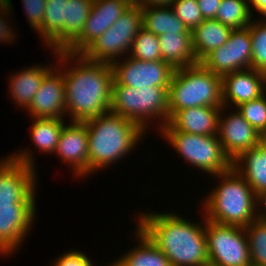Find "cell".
Wrapping results in <instances>:
<instances>
[{
	"label": "cell",
	"mask_w": 266,
	"mask_h": 266,
	"mask_svg": "<svg viewBox=\"0 0 266 266\" xmlns=\"http://www.w3.org/2000/svg\"><path fill=\"white\" fill-rule=\"evenodd\" d=\"M134 3V0H93L80 36L65 50L82 54Z\"/></svg>",
	"instance_id": "obj_13"
},
{
	"label": "cell",
	"mask_w": 266,
	"mask_h": 266,
	"mask_svg": "<svg viewBox=\"0 0 266 266\" xmlns=\"http://www.w3.org/2000/svg\"><path fill=\"white\" fill-rule=\"evenodd\" d=\"M266 91V74L255 69L235 71L222 77V101L226 108H236L255 100ZM230 103V104H229Z\"/></svg>",
	"instance_id": "obj_18"
},
{
	"label": "cell",
	"mask_w": 266,
	"mask_h": 266,
	"mask_svg": "<svg viewBox=\"0 0 266 266\" xmlns=\"http://www.w3.org/2000/svg\"><path fill=\"white\" fill-rule=\"evenodd\" d=\"M107 266H124V264L121 262V260L118 258L116 261H114L111 265Z\"/></svg>",
	"instance_id": "obj_43"
},
{
	"label": "cell",
	"mask_w": 266,
	"mask_h": 266,
	"mask_svg": "<svg viewBox=\"0 0 266 266\" xmlns=\"http://www.w3.org/2000/svg\"><path fill=\"white\" fill-rule=\"evenodd\" d=\"M221 108L198 106L177 111L168 123L177 131L198 135H218Z\"/></svg>",
	"instance_id": "obj_19"
},
{
	"label": "cell",
	"mask_w": 266,
	"mask_h": 266,
	"mask_svg": "<svg viewBox=\"0 0 266 266\" xmlns=\"http://www.w3.org/2000/svg\"><path fill=\"white\" fill-rule=\"evenodd\" d=\"M257 132L266 138V92L255 100L235 108Z\"/></svg>",
	"instance_id": "obj_33"
},
{
	"label": "cell",
	"mask_w": 266,
	"mask_h": 266,
	"mask_svg": "<svg viewBox=\"0 0 266 266\" xmlns=\"http://www.w3.org/2000/svg\"><path fill=\"white\" fill-rule=\"evenodd\" d=\"M136 229L135 235L140 243L119 258L124 266H171L168 258L148 236L138 227Z\"/></svg>",
	"instance_id": "obj_26"
},
{
	"label": "cell",
	"mask_w": 266,
	"mask_h": 266,
	"mask_svg": "<svg viewBox=\"0 0 266 266\" xmlns=\"http://www.w3.org/2000/svg\"><path fill=\"white\" fill-rule=\"evenodd\" d=\"M84 122L88 131L89 174L122 159L145 133L137 123L110 111Z\"/></svg>",
	"instance_id": "obj_3"
},
{
	"label": "cell",
	"mask_w": 266,
	"mask_h": 266,
	"mask_svg": "<svg viewBox=\"0 0 266 266\" xmlns=\"http://www.w3.org/2000/svg\"><path fill=\"white\" fill-rule=\"evenodd\" d=\"M252 16L248 0H222L215 19L232 29H240L251 24Z\"/></svg>",
	"instance_id": "obj_29"
},
{
	"label": "cell",
	"mask_w": 266,
	"mask_h": 266,
	"mask_svg": "<svg viewBox=\"0 0 266 266\" xmlns=\"http://www.w3.org/2000/svg\"><path fill=\"white\" fill-rule=\"evenodd\" d=\"M11 0H0V10L12 9Z\"/></svg>",
	"instance_id": "obj_42"
},
{
	"label": "cell",
	"mask_w": 266,
	"mask_h": 266,
	"mask_svg": "<svg viewBox=\"0 0 266 266\" xmlns=\"http://www.w3.org/2000/svg\"><path fill=\"white\" fill-rule=\"evenodd\" d=\"M129 53L130 57L143 61L161 60L158 36L142 27L133 40Z\"/></svg>",
	"instance_id": "obj_31"
},
{
	"label": "cell",
	"mask_w": 266,
	"mask_h": 266,
	"mask_svg": "<svg viewBox=\"0 0 266 266\" xmlns=\"http://www.w3.org/2000/svg\"><path fill=\"white\" fill-rule=\"evenodd\" d=\"M36 204H0V253L11 255L28 236Z\"/></svg>",
	"instance_id": "obj_15"
},
{
	"label": "cell",
	"mask_w": 266,
	"mask_h": 266,
	"mask_svg": "<svg viewBox=\"0 0 266 266\" xmlns=\"http://www.w3.org/2000/svg\"><path fill=\"white\" fill-rule=\"evenodd\" d=\"M160 134L179 152L184 160L212 175L228 171L232 161L224 153L218 135H198L175 130L169 123Z\"/></svg>",
	"instance_id": "obj_7"
},
{
	"label": "cell",
	"mask_w": 266,
	"mask_h": 266,
	"mask_svg": "<svg viewBox=\"0 0 266 266\" xmlns=\"http://www.w3.org/2000/svg\"><path fill=\"white\" fill-rule=\"evenodd\" d=\"M200 266H219V265L214 264V263L208 261V262H206V263H204V264H201Z\"/></svg>",
	"instance_id": "obj_44"
},
{
	"label": "cell",
	"mask_w": 266,
	"mask_h": 266,
	"mask_svg": "<svg viewBox=\"0 0 266 266\" xmlns=\"http://www.w3.org/2000/svg\"><path fill=\"white\" fill-rule=\"evenodd\" d=\"M92 5L93 0H67L65 27L62 33L48 46L53 53L65 51L80 36Z\"/></svg>",
	"instance_id": "obj_21"
},
{
	"label": "cell",
	"mask_w": 266,
	"mask_h": 266,
	"mask_svg": "<svg viewBox=\"0 0 266 266\" xmlns=\"http://www.w3.org/2000/svg\"><path fill=\"white\" fill-rule=\"evenodd\" d=\"M221 179L219 186L206 196L204 217L218 224L247 227L260 215L259 198L248 182L233 168L214 175ZM257 211V213H256Z\"/></svg>",
	"instance_id": "obj_4"
},
{
	"label": "cell",
	"mask_w": 266,
	"mask_h": 266,
	"mask_svg": "<svg viewBox=\"0 0 266 266\" xmlns=\"http://www.w3.org/2000/svg\"><path fill=\"white\" fill-rule=\"evenodd\" d=\"M252 57L251 68L266 74V21L250 24Z\"/></svg>",
	"instance_id": "obj_32"
},
{
	"label": "cell",
	"mask_w": 266,
	"mask_h": 266,
	"mask_svg": "<svg viewBox=\"0 0 266 266\" xmlns=\"http://www.w3.org/2000/svg\"><path fill=\"white\" fill-rule=\"evenodd\" d=\"M9 10H11V8L3 10V11L0 10V12L2 14V15L0 14V42H4V43L5 42L7 43L9 41H10L9 43H11V41H13L12 39H14V37H16V36H14V30L13 29L11 30L12 26H10L8 23V18H7V21L4 18V17H6L5 15L7 13H10ZM3 15H4V17H3Z\"/></svg>",
	"instance_id": "obj_38"
},
{
	"label": "cell",
	"mask_w": 266,
	"mask_h": 266,
	"mask_svg": "<svg viewBox=\"0 0 266 266\" xmlns=\"http://www.w3.org/2000/svg\"><path fill=\"white\" fill-rule=\"evenodd\" d=\"M31 28L37 31L42 26L46 0H22Z\"/></svg>",
	"instance_id": "obj_35"
},
{
	"label": "cell",
	"mask_w": 266,
	"mask_h": 266,
	"mask_svg": "<svg viewBox=\"0 0 266 266\" xmlns=\"http://www.w3.org/2000/svg\"><path fill=\"white\" fill-rule=\"evenodd\" d=\"M262 203V204H261ZM262 209L259 210V215L263 218H266V192L259 197V205Z\"/></svg>",
	"instance_id": "obj_41"
},
{
	"label": "cell",
	"mask_w": 266,
	"mask_h": 266,
	"mask_svg": "<svg viewBox=\"0 0 266 266\" xmlns=\"http://www.w3.org/2000/svg\"><path fill=\"white\" fill-rule=\"evenodd\" d=\"M174 0H134V4L140 7L170 6Z\"/></svg>",
	"instance_id": "obj_39"
},
{
	"label": "cell",
	"mask_w": 266,
	"mask_h": 266,
	"mask_svg": "<svg viewBox=\"0 0 266 266\" xmlns=\"http://www.w3.org/2000/svg\"><path fill=\"white\" fill-rule=\"evenodd\" d=\"M67 0H46L42 26L37 30L47 47L62 33L65 27Z\"/></svg>",
	"instance_id": "obj_28"
},
{
	"label": "cell",
	"mask_w": 266,
	"mask_h": 266,
	"mask_svg": "<svg viewBox=\"0 0 266 266\" xmlns=\"http://www.w3.org/2000/svg\"><path fill=\"white\" fill-rule=\"evenodd\" d=\"M141 28L142 8L133 3L82 55L92 62L112 64L118 56L130 52L132 42Z\"/></svg>",
	"instance_id": "obj_8"
},
{
	"label": "cell",
	"mask_w": 266,
	"mask_h": 266,
	"mask_svg": "<svg viewBox=\"0 0 266 266\" xmlns=\"http://www.w3.org/2000/svg\"><path fill=\"white\" fill-rule=\"evenodd\" d=\"M52 69V67H44V65H36L20 72L16 71L15 75L10 78V94L13 101L19 107L29 108L34 95L39 90L44 76Z\"/></svg>",
	"instance_id": "obj_24"
},
{
	"label": "cell",
	"mask_w": 266,
	"mask_h": 266,
	"mask_svg": "<svg viewBox=\"0 0 266 266\" xmlns=\"http://www.w3.org/2000/svg\"><path fill=\"white\" fill-rule=\"evenodd\" d=\"M30 130L32 142L42 152L52 153L56 151L62 129L65 125L64 119L57 118H33Z\"/></svg>",
	"instance_id": "obj_27"
},
{
	"label": "cell",
	"mask_w": 266,
	"mask_h": 266,
	"mask_svg": "<svg viewBox=\"0 0 266 266\" xmlns=\"http://www.w3.org/2000/svg\"><path fill=\"white\" fill-rule=\"evenodd\" d=\"M198 106L223 107L222 78L200 62L175 69L168 88V120L181 109Z\"/></svg>",
	"instance_id": "obj_5"
},
{
	"label": "cell",
	"mask_w": 266,
	"mask_h": 266,
	"mask_svg": "<svg viewBox=\"0 0 266 266\" xmlns=\"http://www.w3.org/2000/svg\"><path fill=\"white\" fill-rule=\"evenodd\" d=\"M251 266H266V218L259 216L247 227H244Z\"/></svg>",
	"instance_id": "obj_30"
},
{
	"label": "cell",
	"mask_w": 266,
	"mask_h": 266,
	"mask_svg": "<svg viewBox=\"0 0 266 266\" xmlns=\"http://www.w3.org/2000/svg\"><path fill=\"white\" fill-rule=\"evenodd\" d=\"M54 53L62 69L64 66L66 68L70 61L73 64L77 61L73 68L61 71L65 82L66 115H70L71 121L84 122L108 113L111 107L114 81L111 64L92 62L82 54L65 51Z\"/></svg>",
	"instance_id": "obj_1"
},
{
	"label": "cell",
	"mask_w": 266,
	"mask_h": 266,
	"mask_svg": "<svg viewBox=\"0 0 266 266\" xmlns=\"http://www.w3.org/2000/svg\"><path fill=\"white\" fill-rule=\"evenodd\" d=\"M70 123L64 125L54 154L72 167L75 177H86L89 174L87 125L79 121Z\"/></svg>",
	"instance_id": "obj_17"
},
{
	"label": "cell",
	"mask_w": 266,
	"mask_h": 266,
	"mask_svg": "<svg viewBox=\"0 0 266 266\" xmlns=\"http://www.w3.org/2000/svg\"><path fill=\"white\" fill-rule=\"evenodd\" d=\"M30 152H15L0 160V204L36 203L37 173Z\"/></svg>",
	"instance_id": "obj_9"
},
{
	"label": "cell",
	"mask_w": 266,
	"mask_h": 266,
	"mask_svg": "<svg viewBox=\"0 0 266 266\" xmlns=\"http://www.w3.org/2000/svg\"><path fill=\"white\" fill-rule=\"evenodd\" d=\"M232 28L216 19H204L192 32V47L197 62L211 51L226 44Z\"/></svg>",
	"instance_id": "obj_22"
},
{
	"label": "cell",
	"mask_w": 266,
	"mask_h": 266,
	"mask_svg": "<svg viewBox=\"0 0 266 266\" xmlns=\"http://www.w3.org/2000/svg\"><path fill=\"white\" fill-rule=\"evenodd\" d=\"M52 69L44 76L39 90L27 109L31 118L64 119L66 115L65 82L61 68ZM65 114V115H64Z\"/></svg>",
	"instance_id": "obj_16"
},
{
	"label": "cell",
	"mask_w": 266,
	"mask_h": 266,
	"mask_svg": "<svg viewBox=\"0 0 266 266\" xmlns=\"http://www.w3.org/2000/svg\"><path fill=\"white\" fill-rule=\"evenodd\" d=\"M222 0H197L203 19H215Z\"/></svg>",
	"instance_id": "obj_37"
},
{
	"label": "cell",
	"mask_w": 266,
	"mask_h": 266,
	"mask_svg": "<svg viewBox=\"0 0 266 266\" xmlns=\"http://www.w3.org/2000/svg\"><path fill=\"white\" fill-rule=\"evenodd\" d=\"M54 266H93L90 257H87L83 252L67 251L61 257L56 259Z\"/></svg>",
	"instance_id": "obj_36"
},
{
	"label": "cell",
	"mask_w": 266,
	"mask_h": 266,
	"mask_svg": "<svg viewBox=\"0 0 266 266\" xmlns=\"http://www.w3.org/2000/svg\"><path fill=\"white\" fill-rule=\"evenodd\" d=\"M141 8L142 27L156 36L164 33H191L170 6Z\"/></svg>",
	"instance_id": "obj_25"
},
{
	"label": "cell",
	"mask_w": 266,
	"mask_h": 266,
	"mask_svg": "<svg viewBox=\"0 0 266 266\" xmlns=\"http://www.w3.org/2000/svg\"><path fill=\"white\" fill-rule=\"evenodd\" d=\"M158 39L161 60L174 69L198 63L192 47L191 33H164Z\"/></svg>",
	"instance_id": "obj_23"
},
{
	"label": "cell",
	"mask_w": 266,
	"mask_h": 266,
	"mask_svg": "<svg viewBox=\"0 0 266 266\" xmlns=\"http://www.w3.org/2000/svg\"><path fill=\"white\" fill-rule=\"evenodd\" d=\"M250 25L233 29L226 44L211 51L200 63L221 78L235 71L251 68Z\"/></svg>",
	"instance_id": "obj_11"
},
{
	"label": "cell",
	"mask_w": 266,
	"mask_h": 266,
	"mask_svg": "<svg viewBox=\"0 0 266 266\" xmlns=\"http://www.w3.org/2000/svg\"><path fill=\"white\" fill-rule=\"evenodd\" d=\"M203 220L210 262L219 266H251L244 227L218 224L206 218Z\"/></svg>",
	"instance_id": "obj_10"
},
{
	"label": "cell",
	"mask_w": 266,
	"mask_h": 266,
	"mask_svg": "<svg viewBox=\"0 0 266 266\" xmlns=\"http://www.w3.org/2000/svg\"><path fill=\"white\" fill-rule=\"evenodd\" d=\"M113 84L127 85L138 89L143 87L169 88L175 69L168 63L143 61L128 57L124 61L118 59L112 64Z\"/></svg>",
	"instance_id": "obj_12"
},
{
	"label": "cell",
	"mask_w": 266,
	"mask_h": 266,
	"mask_svg": "<svg viewBox=\"0 0 266 266\" xmlns=\"http://www.w3.org/2000/svg\"><path fill=\"white\" fill-rule=\"evenodd\" d=\"M170 7L191 32L204 20L197 0H174Z\"/></svg>",
	"instance_id": "obj_34"
},
{
	"label": "cell",
	"mask_w": 266,
	"mask_h": 266,
	"mask_svg": "<svg viewBox=\"0 0 266 266\" xmlns=\"http://www.w3.org/2000/svg\"><path fill=\"white\" fill-rule=\"evenodd\" d=\"M141 213L138 228L162 251L171 266H200L209 261L205 223H192L176 213Z\"/></svg>",
	"instance_id": "obj_2"
},
{
	"label": "cell",
	"mask_w": 266,
	"mask_h": 266,
	"mask_svg": "<svg viewBox=\"0 0 266 266\" xmlns=\"http://www.w3.org/2000/svg\"><path fill=\"white\" fill-rule=\"evenodd\" d=\"M224 109L221 107L219 114L218 139L224 153L233 162L244 151L256 147L264 137L237 110L224 117Z\"/></svg>",
	"instance_id": "obj_14"
},
{
	"label": "cell",
	"mask_w": 266,
	"mask_h": 266,
	"mask_svg": "<svg viewBox=\"0 0 266 266\" xmlns=\"http://www.w3.org/2000/svg\"><path fill=\"white\" fill-rule=\"evenodd\" d=\"M232 167L248 182L259 198L266 192V138L256 147L244 151Z\"/></svg>",
	"instance_id": "obj_20"
},
{
	"label": "cell",
	"mask_w": 266,
	"mask_h": 266,
	"mask_svg": "<svg viewBox=\"0 0 266 266\" xmlns=\"http://www.w3.org/2000/svg\"><path fill=\"white\" fill-rule=\"evenodd\" d=\"M110 112L132 120L144 131L149 128L148 121L159 118L160 130L169 121L168 88L147 86L135 89L127 85L112 84Z\"/></svg>",
	"instance_id": "obj_6"
},
{
	"label": "cell",
	"mask_w": 266,
	"mask_h": 266,
	"mask_svg": "<svg viewBox=\"0 0 266 266\" xmlns=\"http://www.w3.org/2000/svg\"><path fill=\"white\" fill-rule=\"evenodd\" d=\"M248 4H251L249 7L253 6L254 10L256 9L260 15H263L264 19H261V21H266V0H248Z\"/></svg>",
	"instance_id": "obj_40"
}]
</instances>
